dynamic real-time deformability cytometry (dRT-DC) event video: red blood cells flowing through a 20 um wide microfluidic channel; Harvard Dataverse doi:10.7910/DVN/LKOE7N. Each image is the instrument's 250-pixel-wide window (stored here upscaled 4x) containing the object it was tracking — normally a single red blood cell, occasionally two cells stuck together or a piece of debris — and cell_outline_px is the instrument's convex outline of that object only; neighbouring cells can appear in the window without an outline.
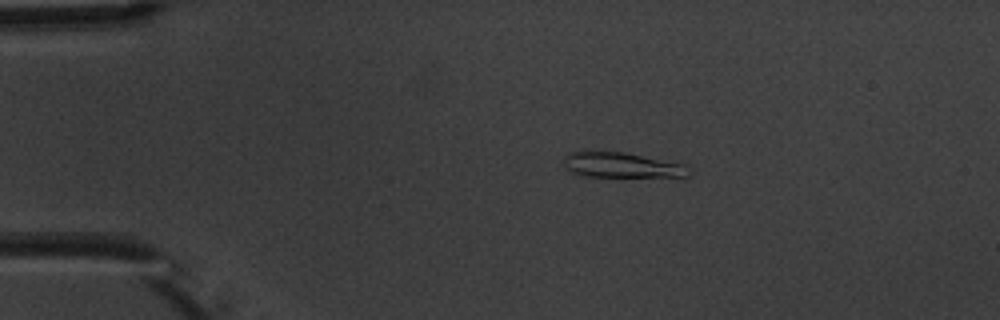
{"species": "common noctule bat (a hibernating species)", "species_latin": "Nyctalus noctula", "temperature_condition": "warm", "stored_images_in_passage": 5, "camera_frame_rate_fps": 3000, "um_per_image_px": 0.085, "animal": {"sex": "male", "body_mass_g": 20.1, "forearm_length_mm": 53.5}, "frame": {"image": 1, "passage_image": 3, "time_ms": 3.333, "image_size_px": [1000, 320], "cell_outline_px": [[692, 172], [688, 176], [584, 176], [572, 172], [564, 168], [564, 156], [568, 152], [584, 148], [624, 152], [684, 164], [692, 168]], "centroid_in_image_um": [52.75, 13.98], "position_along_channel_um": 32.3, "area_um2": 18.96}}